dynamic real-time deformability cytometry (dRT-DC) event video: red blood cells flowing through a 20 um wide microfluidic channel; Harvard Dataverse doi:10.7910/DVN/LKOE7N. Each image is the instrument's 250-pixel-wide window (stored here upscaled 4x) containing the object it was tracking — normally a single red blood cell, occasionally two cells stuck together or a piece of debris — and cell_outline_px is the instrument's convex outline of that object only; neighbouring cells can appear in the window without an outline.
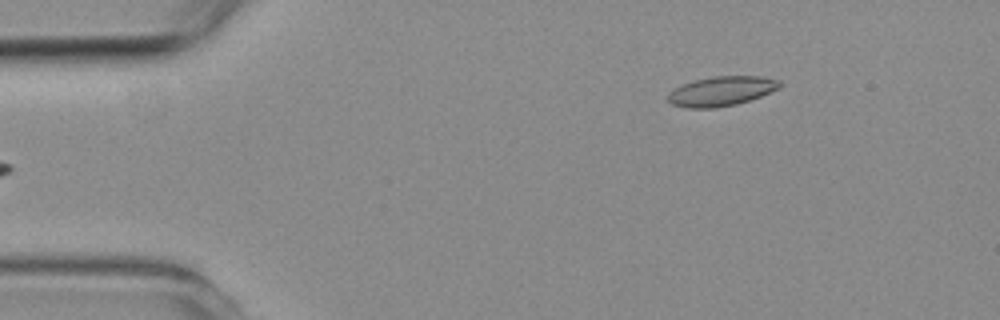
{"species": "common noctule bat (a hibernating species)", "species_latin": "Nyctalus noctula", "temperature_condition": "room temperature", "stored_images_in_passage": 5, "camera_frame_rate_fps": 3000, "um_per_image_px": 0.085, "animal": {"sex": "female", "body_mass_g": 19.3, "forearm_length_mm": 54.1}, "frame": {"image": 1, "passage_image": 5, "time_ms": 5.667, "image_size_px": [1000, 320], "cell_outline_px": [[780, 88], [760, 96], [736, 104], [716, 108], [688, 108], [672, 104], [668, 100], [668, 92], [684, 84], [696, 80], [712, 76], [760, 76], [780, 80]], "centroid_in_image_um": [61.32, 7.75], "position_along_channel_um": 23.7, "area_um2": 19.07}}